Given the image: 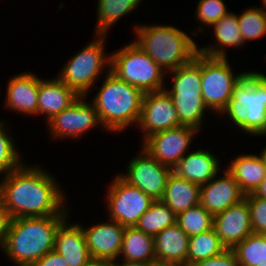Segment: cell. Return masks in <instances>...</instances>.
I'll list each match as a JSON object with an SVG mask.
<instances>
[{"label":"cell","instance_id":"44dd1931","mask_svg":"<svg viewBox=\"0 0 266 266\" xmlns=\"http://www.w3.org/2000/svg\"><path fill=\"white\" fill-rule=\"evenodd\" d=\"M80 95L66 86L58 77L41 79L38 88V116H44L46 123L56 114L73 104Z\"/></svg>","mask_w":266,"mask_h":266},{"label":"cell","instance_id":"7a4b0ae2","mask_svg":"<svg viewBox=\"0 0 266 266\" xmlns=\"http://www.w3.org/2000/svg\"><path fill=\"white\" fill-rule=\"evenodd\" d=\"M68 215L11 219L2 252L14 266H32L54 249L59 224Z\"/></svg>","mask_w":266,"mask_h":266},{"label":"cell","instance_id":"e575fe53","mask_svg":"<svg viewBox=\"0 0 266 266\" xmlns=\"http://www.w3.org/2000/svg\"><path fill=\"white\" fill-rule=\"evenodd\" d=\"M245 200L250 210L251 225L254 233L266 234V199L246 194Z\"/></svg>","mask_w":266,"mask_h":266},{"label":"cell","instance_id":"484cf974","mask_svg":"<svg viewBox=\"0 0 266 266\" xmlns=\"http://www.w3.org/2000/svg\"><path fill=\"white\" fill-rule=\"evenodd\" d=\"M120 258L125 261L149 264L155 262L154 237L145 234L136 227H126L119 255Z\"/></svg>","mask_w":266,"mask_h":266},{"label":"cell","instance_id":"3957f363","mask_svg":"<svg viewBox=\"0 0 266 266\" xmlns=\"http://www.w3.org/2000/svg\"><path fill=\"white\" fill-rule=\"evenodd\" d=\"M104 74L102 86L91 102L105 131L118 134L129 126H137L145 93L110 71Z\"/></svg>","mask_w":266,"mask_h":266},{"label":"cell","instance_id":"d6a6232c","mask_svg":"<svg viewBox=\"0 0 266 266\" xmlns=\"http://www.w3.org/2000/svg\"><path fill=\"white\" fill-rule=\"evenodd\" d=\"M237 20L245 45L266 36V14L257 5L243 10L240 15H237Z\"/></svg>","mask_w":266,"mask_h":266},{"label":"cell","instance_id":"8fae6325","mask_svg":"<svg viewBox=\"0 0 266 266\" xmlns=\"http://www.w3.org/2000/svg\"><path fill=\"white\" fill-rule=\"evenodd\" d=\"M87 96H80L73 104L61 113L56 114L46 125L51 141L56 139H79L99 125V129L105 131L100 122L95 106ZM86 100V101H85ZM101 126V128H100ZM92 129V130H91Z\"/></svg>","mask_w":266,"mask_h":266},{"label":"cell","instance_id":"4dcf8cb0","mask_svg":"<svg viewBox=\"0 0 266 266\" xmlns=\"http://www.w3.org/2000/svg\"><path fill=\"white\" fill-rule=\"evenodd\" d=\"M6 121L0 119V178L20 168L23 155L17 148Z\"/></svg>","mask_w":266,"mask_h":266},{"label":"cell","instance_id":"d6986e66","mask_svg":"<svg viewBox=\"0 0 266 266\" xmlns=\"http://www.w3.org/2000/svg\"><path fill=\"white\" fill-rule=\"evenodd\" d=\"M69 217L70 215L57 228L54 250L66 260L68 266H84L92 258L86 244L82 223L68 224Z\"/></svg>","mask_w":266,"mask_h":266},{"label":"cell","instance_id":"4316f807","mask_svg":"<svg viewBox=\"0 0 266 266\" xmlns=\"http://www.w3.org/2000/svg\"><path fill=\"white\" fill-rule=\"evenodd\" d=\"M94 35H106L122 17L140 7L142 0H97Z\"/></svg>","mask_w":266,"mask_h":266},{"label":"cell","instance_id":"ac0fdd59","mask_svg":"<svg viewBox=\"0 0 266 266\" xmlns=\"http://www.w3.org/2000/svg\"><path fill=\"white\" fill-rule=\"evenodd\" d=\"M7 84L4 101L7 110L26 116H37L39 76L32 72H23L11 77Z\"/></svg>","mask_w":266,"mask_h":266},{"label":"cell","instance_id":"b9f144b4","mask_svg":"<svg viewBox=\"0 0 266 266\" xmlns=\"http://www.w3.org/2000/svg\"><path fill=\"white\" fill-rule=\"evenodd\" d=\"M150 266H181V265L155 261L150 263Z\"/></svg>","mask_w":266,"mask_h":266},{"label":"cell","instance_id":"83f0119b","mask_svg":"<svg viewBox=\"0 0 266 266\" xmlns=\"http://www.w3.org/2000/svg\"><path fill=\"white\" fill-rule=\"evenodd\" d=\"M177 215L161 200L154 201L150 208L140 217L135 226L140 231L154 237L166 227L174 225Z\"/></svg>","mask_w":266,"mask_h":266},{"label":"cell","instance_id":"f35d334b","mask_svg":"<svg viewBox=\"0 0 266 266\" xmlns=\"http://www.w3.org/2000/svg\"><path fill=\"white\" fill-rule=\"evenodd\" d=\"M120 261H122V262H120ZM106 266H150V264L117 259V260L106 262Z\"/></svg>","mask_w":266,"mask_h":266},{"label":"cell","instance_id":"277c9868","mask_svg":"<svg viewBox=\"0 0 266 266\" xmlns=\"http://www.w3.org/2000/svg\"><path fill=\"white\" fill-rule=\"evenodd\" d=\"M133 42L168 73L189 63L198 53V44L184 30L170 24L134 25Z\"/></svg>","mask_w":266,"mask_h":266},{"label":"cell","instance_id":"8d00e7d4","mask_svg":"<svg viewBox=\"0 0 266 266\" xmlns=\"http://www.w3.org/2000/svg\"><path fill=\"white\" fill-rule=\"evenodd\" d=\"M66 260L54 249L43 255L32 266H68Z\"/></svg>","mask_w":266,"mask_h":266},{"label":"cell","instance_id":"cb8c5ba5","mask_svg":"<svg viewBox=\"0 0 266 266\" xmlns=\"http://www.w3.org/2000/svg\"><path fill=\"white\" fill-rule=\"evenodd\" d=\"M226 170L245 194L252 193L266 177L264 164L259 154L255 153L237 156L230 162Z\"/></svg>","mask_w":266,"mask_h":266},{"label":"cell","instance_id":"9a60e30c","mask_svg":"<svg viewBox=\"0 0 266 266\" xmlns=\"http://www.w3.org/2000/svg\"><path fill=\"white\" fill-rule=\"evenodd\" d=\"M85 227L82 230L92 259L104 262L119 259L126 227L110 219Z\"/></svg>","mask_w":266,"mask_h":266},{"label":"cell","instance_id":"52a82bcc","mask_svg":"<svg viewBox=\"0 0 266 266\" xmlns=\"http://www.w3.org/2000/svg\"><path fill=\"white\" fill-rule=\"evenodd\" d=\"M106 38V35H95L89 44L63 64L57 74L66 86L74 89L80 96L90 95L104 71H110V54L105 52Z\"/></svg>","mask_w":266,"mask_h":266},{"label":"cell","instance_id":"60d3db41","mask_svg":"<svg viewBox=\"0 0 266 266\" xmlns=\"http://www.w3.org/2000/svg\"><path fill=\"white\" fill-rule=\"evenodd\" d=\"M84 266H106V262L92 259L91 261H89Z\"/></svg>","mask_w":266,"mask_h":266},{"label":"cell","instance_id":"4fadbf2b","mask_svg":"<svg viewBox=\"0 0 266 266\" xmlns=\"http://www.w3.org/2000/svg\"><path fill=\"white\" fill-rule=\"evenodd\" d=\"M199 131L188 126L156 132L148 136L141 146L158 162L174 168V166L188 153L192 140Z\"/></svg>","mask_w":266,"mask_h":266},{"label":"cell","instance_id":"ffe728a7","mask_svg":"<svg viewBox=\"0 0 266 266\" xmlns=\"http://www.w3.org/2000/svg\"><path fill=\"white\" fill-rule=\"evenodd\" d=\"M221 160L208 149L188 152L173 168V172L186 180L202 186L208 183L219 171H222Z\"/></svg>","mask_w":266,"mask_h":266},{"label":"cell","instance_id":"7402d4cb","mask_svg":"<svg viewBox=\"0 0 266 266\" xmlns=\"http://www.w3.org/2000/svg\"><path fill=\"white\" fill-rule=\"evenodd\" d=\"M156 261L187 266L189 236L177 223L154 236Z\"/></svg>","mask_w":266,"mask_h":266},{"label":"cell","instance_id":"e0dca14e","mask_svg":"<svg viewBox=\"0 0 266 266\" xmlns=\"http://www.w3.org/2000/svg\"><path fill=\"white\" fill-rule=\"evenodd\" d=\"M213 229L227 249H232L253 233L247 201L244 199L214 215Z\"/></svg>","mask_w":266,"mask_h":266},{"label":"cell","instance_id":"8992f818","mask_svg":"<svg viewBox=\"0 0 266 266\" xmlns=\"http://www.w3.org/2000/svg\"><path fill=\"white\" fill-rule=\"evenodd\" d=\"M166 75L172 77V85L170 88L165 86L164 90L173 101L180 125L192 127L200 132L205 114L210 111L201 94V53L198 52L189 63Z\"/></svg>","mask_w":266,"mask_h":266},{"label":"cell","instance_id":"5bb4252c","mask_svg":"<svg viewBox=\"0 0 266 266\" xmlns=\"http://www.w3.org/2000/svg\"><path fill=\"white\" fill-rule=\"evenodd\" d=\"M181 126L176 108L169 94L163 89L144 94L139 128L144 141L148 136L167 129Z\"/></svg>","mask_w":266,"mask_h":266},{"label":"cell","instance_id":"9c48e42d","mask_svg":"<svg viewBox=\"0 0 266 266\" xmlns=\"http://www.w3.org/2000/svg\"><path fill=\"white\" fill-rule=\"evenodd\" d=\"M228 59L201 54V94L213 115L220 116L232 98L234 85L247 72H233Z\"/></svg>","mask_w":266,"mask_h":266},{"label":"cell","instance_id":"30bf717a","mask_svg":"<svg viewBox=\"0 0 266 266\" xmlns=\"http://www.w3.org/2000/svg\"><path fill=\"white\" fill-rule=\"evenodd\" d=\"M105 194L106 214L123 227H135L154 200L130 185L119 174L114 176Z\"/></svg>","mask_w":266,"mask_h":266},{"label":"cell","instance_id":"603a6c76","mask_svg":"<svg viewBox=\"0 0 266 266\" xmlns=\"http://www.w3.org/2000/svg\"><path fill=\"white\" fill-rule=\"evenodd\" d=\"M211 27L214 35L212 37L215 39V42L211 45L207 44L206 46L198 47L199 53L210 57L226 58L228 56V51H226L228 48L242 47L245 45L236 13L228 12Z\"/></svg>","mask_w":266,"mask_h":266},{"label":"cell","instance_id":"74e56055","mask_svg":"<svg viewBox=\"0 0 266 266\" xmlns=\"http://www.w3.org/2000/svg\"><path fill=\"white\" fill-rule=\"evenodd\" d=\"M11 222V217L8 210L4 206L3 202L0 200V248L2 249L5 236L8 232L9 225Z\"/></svg>","mask_w":266,"mask_h":266},{"label":"cell","instance_id":"7c38bea8","mask_svg":"<svg viewBox=\"0 0 266 266\" xmlns=\"http://www.w3.org/2000/svg\"><path fill=\"white\" fill-rule=\"evenodd\" d=\"M138 152L135 157H131L126 173L119 175L154 201L161 200L173 168L158 162L142 147Z\"/></svg>","mask_w":266,"mask_h":266},{"label":"cell","instance_id":"5b68a950","mask_svg":"<svg viewBox=\"0 0 266 266\" xmlns=\"http://www.w3.org/2000/svg\"><path fill=\"white\" fill-rule=\"evenodd\" d=\"M231 126L258 137L266 136V74L247 71L234 85L232 98L220 114ZM227 116V117H226Z\"/></svg>","mask_w":266,"mask_h":266},{"label":"cell","instance_id":"6da1fadb","mask_svg":"<svg viewBox=\"0 0 266 266\" xmlns=\"http://www.w3.org/2000/svg\"><path fill=\"white\" fill-rule=\"evenodd\" d=\"M40 165L24 164L0 180V200L11 219L70 215L57 178ZM67 206V207H66Z\"/></svg>","mask_w":266,"mask_h":266},{"label":"cell","instance_id":"d590c367","mask_svg":"<svg viewBox=\"0 0 266 266\" xmlns=\"http://www.w3.org/2000/svg\"><path fill=\"white\" fill-rule=\"evenodd\" d=\"M187 266H238V261L232 249H225L217 256H213Z\"/></svg>","mask_w":266,"mask_h":266},{"label":"cell","instance_id":"2e32d148","mask_svg":"<svg viewBox=\"0 0 266 266\" xmlns=\"http://www.w3.org/2000/svg\"><path fill=\"white\" fill-rule=\"evenodd\" d=\"M221 172L222 177L217 174L200 188V204L213 216L242 202L246 196L226 169Z\"/></svg>","mask_w":266,"mask_h":266},{"label":"cell","instance_id":"ee69618b","mask_svg":"<svg viewBox=\"0 0 266 266\" xmlns=\"http://www.w3.org/2000/svg\"><path fill=\"white\" fill-rule=\"evenodd\" d=\"M261 5L262 6H259L261 9H262V11L266 14V0H262L261 1Z\"/></svg>","mask_w":266,"mask_h":266},{"label":"cell","instance_id":"ab89813d","mask_svg":"<svg viewBox=\"0 0 266 266\" xmlns=\"http://www.w3.org/2000/svg\"><path fill=\"white\" fill-rule=\"evenodd\" d=\"M251 194L253 196L266 199V177Z\"/></svg>","mask_w":266,"mask_h":266},{"label":"cell","instance_id":"836d02e7","mask_svg":"<svg viewBox=\"0 0 266 266\" xmlns=\"http://www.w3.org/2000/svg\"><path fill=\"white\" fill-rule=\"evenodd\" d=\"M224 0H199L195 9V17L197 22H201L198 31L203 32L204 28L214 25L229 11ZM228 9V10H227ZM203 25V26H202Z\"/></svg>","mask_w":266,"mask_h":266},{"label":"cell","instance_id":"ba28073f","mask_svg":"<svg viewBox=\"0 0 266 266\" xmlns=\"http://www.w3.org/2000/svg\"><path fill=\"white\" fill-rule=\"evenodd\" d=\"M110 72L144 93L165 88L166 72L133 41L110 53Z\"/></svg>","mask_w":266,"mask_h":266},{"label":"cell","instance_id":"1f68e13d","mask_svg":"<svg viewBox=\"0 0 266 266\" xmlns=\"http://www.w3.org/2000/svg\"><path fill=\"white\" fill-rule=\"evenodd\" d=\"M214 216L200 203L177 215L176 223L189 236H197L213 229Z\"/></svg>","mask_w":266,"mask_h":266},{"label":"cell","instance_id":"d4e9b609","mask_svg":"<svg viewBox=\"0 0 266 266\" xmlns=\"http://www.w3.org/2000/svg\"><path fill=\"white\" fill-rule=\"evenodd\" d=\"M200 188L201 186L172 172L161 201L178 215L200 203Z\"/></svg>","mask_w":266,"mask_h":266},{"label":"cell","instance_id":"f1b7e54d","mask_svg":"<svg viewBox=\"0 0 266 266\" xmlns=\"http://www.w3.org/2000/svg\"><path fill=\"white\" fill-rule=\"evenodd\" d=\"M234 251L238 266H259L266 263V234L251 233L236 244Z\"/></svg>","mask_w":266,"mask_h":266},{"label":"cell","instance_id":"7bdbcfd3","mask_svg":"<svg viewBox=\"0 0 266 266\" xmlns=\"http://www.w3.org/2000/svg\"><path fill=\"white\" fill-rule=\"evenodd\" d=\"M259 156L264 164V168L266 171V147H264V149L261 150V152L259 153Z\"/></svg>","mask_w":266,"mask_h":266},{"label":"cell","instance_id":"f546056e","mask_svg":"<svg viewBox=\"0 0 266 266\" xmlns=\"http://www.w3.org/2000/svg\"><path fill=\"white\" fill-rule=\"evenodd\" d=\"M227 249L214 229L189 237L187 265L221 254Z\"/></svg>","mask_w":266,"mask_h":266}]
</instances>
